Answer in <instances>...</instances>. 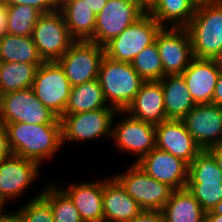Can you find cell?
I'll use <instances>...</instances> for the list:
<instances>
[{
  "instance_id": "cell-45",
  "label": "cell",
  "mask_w": 222,
  "mask_h": 222,
  "mask_svg": "<svg viewBox=\"0 0 222 222\" xmlns=\"http://www.w3.org/2000/svg\"><path fill=\"white\" fill-rule=\"evenodd\" d=\"M74 0H54L56 10H60L64 5Z\"/></svg>"
},
{
  "instance_id": "cell-40",
  "label": "cell",
  "mask_w": 222,
  "mask_h": 222,
  "mask_svg": "<svg viewBox=\"0 0 222 222\" xmlns=\"http://www.w3.org/2000/svg\"><path fill=\"white\" fill-rule=\"evenodd\" d=\"M208 151L213 155L219 169L222 171V144L213 146Z\"/></svg>"
},
{
  "instance_id": "cell-26",
  "label": "cell",
  "mask_w": 222,
  "mask_h": 222,
  "mask_svg": "<svg viewBox=\"0 0 222 222\" xmlns=\"http://www.w3.org/2000/svg\"><path fill=\"white\" fill-rule=\"evenodd\" d=\"M166 222H204L205 212L187 188L174 190L161 210Z\"/></svg>"
},
{
  "instance_id": "cell-2",
  "label": "cell",
  "mask_w": 222,
  "mask_h": 222,
  "mask_svg": "<svg viewBox=\"0 0 222 222\" xmlns=\"http://www.w3.org/2000/svg\"><path fill=\"white\" fill-rule=\"evenodd\" d=\"M98 81L109 107L125 111L145 82L131 63L102 58Z\"/></svg>"
},
{
  "instance_id": "cell-38",
  "label": "cell",
  "mask_w": 222,
  "mask_h": 222,
  "mask_svg": "<svg viewBox=\"0 0 222 222\" xmlns=\"http://www.w3.org/2000/svg\"><path fill=\"white\" fill-rule=\"evenodd\" d=\"M7 17H6V4L0 0V37L6 33Z\"/></svg>"
},
{
  "instance_id": "cell-30",
  "label": "cell",
  "mask_w": 222,
  "mask_h": 222,
  "mask_svg": "<svg viewBox=\"0 0 222 222\" xmlns=\"http://www.w3.org/2000/svg\"><path fill=\"white\" fill-rule=\"evenodd\" d=\"M49 181L42 188V196L51 205L54 222H83L78 209L70 197L59 187V184Z\"/></svg>"
},
{
  "instance_id": "cell-47",
  "label": "cell",
  "mask_w": 222,
  "mask_h": 222,
  "mask_svg": "<svg viewBox=\"0 0 222 222\" xmlns=\"http://www.w3.org/2000/svg\"><path fill=\"white\" fill-rule=\"evenodd\" d=\"M5 209V206L2 204V202L0 201V213L3 212Z\"/></svg>"
},
{
  "instance_id": "cell-32",
  "label": "cell",
  "mask_w": 222,
  "mask_h": 222,
  "mask_svg": "<svg viewBox=\"0 0 222 222\" xmlns=\"http://www.w3.org/2000/svg\"><path fill=\"white\" fill-rule=\"evenodd\" d=\"M131 64L144 81H159L163 78V66L156 42L145 47Z\"/></svg>"
},
{
  "instance_id": "cell-39",
  "label": "cell",
  "mask_w": 222,
  "mask_h": 222,
  "mask_svg": "<svg viewBox=\"0 0 222 222\" xmlns=\"http://www.w3.org/2000/svg\"><path fill=\"white\" fill-rule=\"evenodd\" d=\"M0 222H21L17 209L13 212L3 211L0 213Z\"/></svg>"
},
{
  "instance_id": "cell-35",
  "label": "cell",
  "mask_w": 222,
  "mask_h": 222,
  "mask_svg": "<svg viewBox=\"0 0 222 222\" xmlns=\"http://www.w3.org/2000/svg\"><path fill=\"white\" fill-rule=\"evenodd\" d=\"M130 222H166L161 211L142 210Z\"/></svg>"
},
{
  "instance_id": "cell-27",
  "label": "cell",
  "mask_w": 222,
  "mask_h": 222,
  "mask_svg": "<svg viewBox=\"0 0 222 222\" xmlns=\"http://www.w3.org/2000/svg\"><path fill=\"white\" fill-rule=\"evenodd\" d=\"M96 109H114L106 102L98 79L71 88L64 114H76Z\"/></svg>"
},
{
  "instance_id": "cell-4",
  "label": "cell",
  "mask_w": 222,
  "mask_h": 222,
  "mask_svg": "<svg viewBox=\"0 0 222 222\" xmlns=\"http://www.w3.org/2000/svg\"><path fill=\"white\" fill-rule=\"evenodd\" d=\"M186 188L205 213L222 200V171L208 150H202L188 165Z\"/></svg>"
},
{
  "instance_id": "cell-37",
  "label": "cell",
  "mask_w": 222,
  "mask_h": 222,
  "mask_svg": "<svg viewBox=\"0 0 222 222\" xmlns=\"http://www.w3.org/2000/svg\"><path fill=\"white\" fill-rule=\"evenodd\" d=\"M212 103L222 108V71H220V74L217 79V84L212 98Z\"/></svg>"
},
{
  "instance_id": "cell-31",
  "label": "cell",
  "mask_w": 222,
  "mask_h": 222,
  "mask_svg": "<svg viewBox=\"0 0 222 222\" xmlns=\"http://www.w3.org/2000/svg\"><path fill=\"white\" fill-rule=\"evenodd\" d=\"M42 13L28 5H6V33L32 36L33 29Z\"/></svg>"
},
{
  "instance_id": "cell-20",
  "label": "cell",
  "mask_w": 222,
  "mask_h": 222,
  "mask_svg": "<svg viewBox=\"0 0 222 222\" xmlns=\"http://www.w3.org/2000/svg\"><path fill=\"white\" fill-rule=\"evenodd\" d=\"M59 187L70 197L83 222H104L103 179Z\"/></svg>"
},
{
  "instance_id": "cell-5",
  "label": "cell",
  "mask_w": 222,
  "mask_h": 222,
  "mask_svg": "<svg viewBox=\"0 0 222 222\" xmlns=\"http://www.w3.org/2000/svg\"><path fill=\"white\" fill-rule=\"evenodd\" d=\"M119 115L124 117L117 119ZM111 139L121 153L137 157L136 163L156 147L155 125L137 120L125 111H117L112 121Z\"/></svg>"
},
{
  "instance_id": "cell-8",
  "label": "cell",
  "mask_w": 222,
  "mask_h": 222,
  "mask_svg": "<svg viewBox=\"0 0 222 222\" xmlns=\"http://www.w3.org/2000/svg\"><path fill=\"white\" fill-rule=\"evenodd\" d=\"M161 28L162 26L146 11L104 46L105 55L116 61L131 63L145 47L155 42Z\"/></svg>"
},
{
  "instance_id": "cell-25",
  "label": "cell",
  "mask_w": 222,
  "mask_h": 222,
  "mask_svg": "<svg viewBox=\"0 0 222 222\" xmlns=\"http://www.w3.org/2000/svg\"><path fill=\"white\" fill-rule=\"evenodd\" d=\"M65 20L69 34L74 40L87 41L94 36L96 14L85 0H74L59 10Z\"/></svg>"
},
{
  "instance_id": "cell-11",
  "label": "cell",
  "mask_w": 222,
  "mask_h": 222,
  "mask_svg": "<svg viewBox=\"0 0 222 222\" xmlns=\"http://www.w3.org/2000/svg\"><path fill=\"white\" fill-rule=\"evenodd\" d=\"M104 55L103 46L89 40H75L57 62L63 68L73 87L98 78L99 67Z\"/></svg>"
},
{
  "instance_id": "cell-24",
  "label": "cell",
  "mask_w": 222,
  "mask_h": 222,
  "mask_svg": "<svg viewBox=\"0 0 222 222\" xmlns=\"http://www.w3.org/2000/svg\"><path fill=\"white\" fill-rule=\"evenodd\" d=\"M147 12L162 26L186 28L196 12L191 0H151Z\"/></svg>"
},
{
  "instance_id": "cell-6",
  "label": "cell",
  "mask_w": 222,
  "mask_h": 222,
  "mask_svg": "<svg viewBox=\"0 0 222 222\" xmlns=\"http://www.w3.org/2000/svg\"><path fill=\"white\" fill-rule=\"evenodd\" d=\"M123 173L113 174L143 210L161 211L174 189L147 174L132 162Z\"/></svg>"
},
{
  "instance_id": "cell-10",
  "label": "cell",
  "mask_w": 222,
  "mask_h": 222,
  "mask_svg": "<svg viewBox=\"0 0 222 222\" xmlns=\"http://www.w3.org/2000/svg\"><path fill=\"white\" fill-rule=\"evenodd\" d=\"M58 116L45 107L35 96L32 88L0 95V121L29 124H51Z\"/></svg>"
},
{
  "instance_id": "cell-3",
  "label": "cell",
  "mask_w": 222,
  "mask_h": 222,
  "mask_svg": "<svg viewBox=\"0 0 222 222\" xmlns=\"http://www.w3.org/2000/svg\"><path fill=\"white\" fill-rule=\"evenodd\" d=\"M195 58L213 59L222 49V0L198 6L189 25Z\"/></svg>"
},
{
  "instance_id": "cell-34",
  "label": "cell",
  "mask_w": 222,
  "mask_h": 222,
  "mask_svg": "<svg viewBox=\"0 0 222 222\" xmlns=\"http://www.w3.org/2000/svg\"><path fill=\"white\" fill-rule=\"evenodd\" d=\"M6 5H28L42 14L56 11L54 0H3Z\"/></svg>"
},
{
  "instance_id": "cell-17",
  "label": "cell",
  "mask_w": 222,
  "mask_h": 222,
  "mask_svg": "<svg viewBox=\"0 0 222 222\" xmlns=\"http://www.w3.org/2000/svg\"><path fill=\"white\" fill-rule=\"evenodd\" d=\"M136 164L152 178L169 185L174 190L186 188L188 164L167 151L155 147Z\"/></svg>"
},
{
  "instance_id": "cell-21",
  "label": "cell",
  "mask_w": 222,
  "mask_h": 222,
  "mask_svg": "<svg viewBox=\"0 0 222 222\" xmlns=\"http://www.w3.org/2000/svg\"><path fill=\"white\" fill-rule=\"evenodd\" d=\"M142 210L113 175L103 179L104 222H130Z\"/></svg>"
},
{
  "instance_id": "cell-12",
  "label": "cell",
  "mask_w": 222,
  "mask_h": 222,
  "mask_svg": "<svg viewBox=\"0 0 222 222\" xmlns=\"http://www.w3.org/2000/svg\"><path fill=\"white\" fill-rule=\"evenodd\" d=\"M32 39L44 62L57 61L75 41L59 10L42 14L33 29Z\"/></svg>"
},
{
  "instance_id": "cell-15",
  "label": "cell",
  "mask_w": 222,
  "mask_h": 222,
  "mask_svg": "<svg viewBox=\"0 0 222 222\" xmlns=\"http://www.w3.org/2000/svg\"><path fill=\"white\" fill-rule=\"evenodd\" d=\"M165 75L182 74L194 58L186 28L162 27L155 38Z\"/></svg>"
},
{
  "instance_id": "cell-1",
  "label": "cell",
  "mask_w": 222,
  "mask_h": 222,
  "mask_svg": "<svg viewBox=\"0 0 222 222\" xmlns=\"http://www.w3.org/2000/svg\"><path fill=\"white\" fill-rule=\"evenodd\" d=\"M8 145L11 154L42 165L62 147V124L58 117L51 124L8 123ZM45 159V160H44Z\"/></svg>"
},
{
  "instance_id": "cell-41",
  "label": "cell",
  "mask_w": 222,
  "mask_h": 222,
  "mask_svg": "<svg viewBox=\"0 0 222 222\" xmlns=\"http://www.w3.org/2000/svg\"><path fill=\"white\" fill-rule=\"evenodd\" d=\"M108 0H85V3L97 15L106 5Z\"/></svg>"
},
{
  "instance_id": "cell-44",
  "label": "cell",
  "mask_w": 222,
  "mask_h": 222,
  "mask_svg": "<svg viewBox=\"0 0 222 222\" xmlns=\"http://www.w3.org/2000/svg\"><path fill=\"white\" fill-rule=\"evenodd\" d=\"M215 64L219 68L220 71H222V49L219 51V53L213 58Z\"/></svg>"
},
{
  "instance_id": "cell-14",
  "label": "cell",
  "mask_w": 222,
  "mask_h": 222,
  "mask_svg": "<svg viewBox=\"0 0 222 222\" xmlns=\"http://www.w3.org/2000/svg\"><path fill=\"white\" fill-rule=\"evenodd\" d=\"M40 165L22 156L10 154L0 161V201L4 206L19 200L39 179ZM18 198V199H17ZM8 202V203H7Z\"/></svg>"
},
{
  "instance_id": "cell-29",
  "label": "cell",
  "mask_w": 222,
  "mask_h": 222,
  "mask_svg": "<svg viewBox=\"0 0 222 222\" xmlns=\"http://www.w3.org/2000/svg\"><path fill=\"white\" fill-rule=\"evenodd\" d=\"M40 65L0 62V95L31 88Z\"/></svg>"
},
{
  "instance_id": "cell-23",
  "label": "cell",
  "mask_w": 222,
  "mask_h": 222,
  "mask_svg": "<svg viewBox=\"0 0 222 222\" xmlns=\"http://www.w3.org/2000/svg\"><path fill=\"white\" fill-rule=\"evenodd\" d=\"M168 120H182L196 105L181 74L165 75L161 80Z\"/></svg>"
},
{
  "instance_id": "cell-9",
  "label": "cell",
  "mask_w": 222,
  "mask_h": 222,
  "mask_svg": "<svg viewBox=\"0 0 222 222\" xmlns=\"http://www.w3.org/2000/svg\"><path fill=\"white\" fill-rule=\"evenodd\" d=\"M115 109H96L83 113L63 114L62 144L87 142L95 139L110 138Z\"/></svg>"
},
{
  "instance_id": "cell-19",
  "label": "cell",
  "mask_w": 222,
  "mask_h": 222,
  "mask_svg": "<svg viewBox=\"0 0 222 222\" xmlns=\"http://www.w3.org/2000/svg\"><path fill=\"white\" fill-rule=\"evenodd\" d=\"M220 70L213 59L193 58L181 74L196 104L212 103Z\"/></svg>"
},
{
  "instance_id": "cell-48",
  "label": "cell",
  "mask_w": 222,
  "mask_h": 222,
  "mask_svg": "<svg viewBox=\"0 0 222 222\" xmlns=\"http://www.w3.org/2000/svg\"><path fill=\"white\" fill-rule=\"evenodd\" d=\"M145 5H147L151 0H141Z\"/></svg>"
},
{
  "instance_id": "cell-18",
  "label": "cell",
  "mask_w": 222,
  "mask_h": 222,
  "mask_svg": "<svg viewBox=\"0 0 222 222\" xmlns=\"http://www.w3.org/2000/svg\"><path fill=\"white\" fill-rule=\"evenodd\" d=\"M156 147L188 165L202 151L182 120H166L155 125Z\"/></svg>"
},
{
  "instance_id": "cell-13",
  "label": "cell",
  "mask_w": 222,
  "mask_h": 222,
  "mask_svg": "<svg viewBox=\"0 0 222 222\" xmlns=\"http://www.w3.org/2000/svg\"><path fill=\"white\" fill-rule=\"evenodd\" d=\"M37 99L59 118L64 114L71 84L57 61L43 62L32 84Z\"/></svg>"
},
{
  "instance_id": "cell-22",
  "label": "cell",
  "mask_w": 222,
  "mask_h": 222,
  "mask_svg": "<svg viewBox=\"0 0 222 222\" xmlns=\"http://www.w3.org/2000/svg\"><path fill=\"white\" fill-rule=\"evenodd\" d=\"M125 112L137 120L154 125L168 120L161 81H145Z\"/></svg>"
},
{
  "instance_id": "cell-46",
  "label": "cell",
  "mask_w": 222,
  "mask_h": 222,
  "mask_svg": "<svg viewBox=\"0 0 222 222\" xmlns=\"http://www.w3.org/2000/svg\"><path fill=\"white\" fill-rule=\"evenodd\" d=\"M211 211L214 214L222 215V200L219 201Z\"/></svg>"
},
{
  "instance_id": "cell-43",
  "label": "cell",
  "mask_w": 222,
  "mask_h": 222,
  "mask_svg": "<svg viewBox=\"0 0 222 222\" xmlns=\"http://www.w3.org/2000/svg\"><path fill=\"white\" fill-rule=\"evenodd\" d=\"M191 1L194 3L196 7H198L202 5L217 3L221 0H191Z\"/></svg>"
},
{
  "instance_id": "cell-42",
  "label": "cell",
  "mask_w": 222,
  "mask_h": 222,
  "mask_svg": "<svg viewBox=\"0 0 222 222\" xmlns=\"http://www.w3.org/2000/svg\"><path fill=\"white\" fill-rule=\"evenodd\" d=\"M204 222H222V215L214 214L212 211L206 212Z\"/></svg>"
},
{
  "instance_id": "cell-16",
  "label": "cell",
  "mask_w": 222,
  "mask_h": 222,
  "mask_svg": "<svg viewBox=\"0 0 222 222\" xmlns=\"http://www.w3.org/2000/svg\"><path fill=\"white\" fill-rule=\"evenodd\" d=\"M182 121L202 150L222 144V108L218 105L196 104Z\"/></svg>"
},
{
  "instance_id": "cell-28",
  "label": "cell",
  "mask_w": 222,
  "mask_h": 222,
  "mask_svg": "<svg viewBox=\"0 0 222 222\" xmlns=\"http://www.w3.org/2000/svg\"><path fill=\"white\" fill-rule=\"evenodd\" d=\"M0 62L42 64L44 61L31 36L5 33L0 37Z\"/></svg>"
},
{
  "instance_id": "cell-33",
  "label": "cell",
  "mask_w": 222,
  "mask_h": 222,
  "mask_svg": "<svg viewBox=\"0 0 222 222\" xmlns=\"http://www.w3.org/2000/svg\"><path fill=\"white\" fill-rule=\"evenodd\" d=\"M41 194L42 191L18 208L21 222H54L51 205Z\"/></svg>"
},
{
  "instance_id": "cell-36",
  "label": "cell",
  "mask_w": 222,
  "mask_h": 222,
  "mask_svg": "<svg viewBox=\"0 0 222 222\" xmlns=\"http://www.w3.org/2000/svg\"><path fill=\"white\" fill-rule=\"evenodd\" d=\"M11 154L6 125L0 121V161Z\"/></svg>"
},
{
  "instance_id": "cell-7",
  "label": "cell",
  "mask_w": 222,
  "mask_h": 222,
  "mask_svg": "<svg viewBox=\"0 0 222 222\" xmlns=\"http://www.w3.org/2000/svg\"><path fill=\"white\" fill-rule=\"evenodd\" d=\"M146 11L141 0H108L96 15L94 36L89 41L104 47Z\"/></svg>"
}]
</instances>
